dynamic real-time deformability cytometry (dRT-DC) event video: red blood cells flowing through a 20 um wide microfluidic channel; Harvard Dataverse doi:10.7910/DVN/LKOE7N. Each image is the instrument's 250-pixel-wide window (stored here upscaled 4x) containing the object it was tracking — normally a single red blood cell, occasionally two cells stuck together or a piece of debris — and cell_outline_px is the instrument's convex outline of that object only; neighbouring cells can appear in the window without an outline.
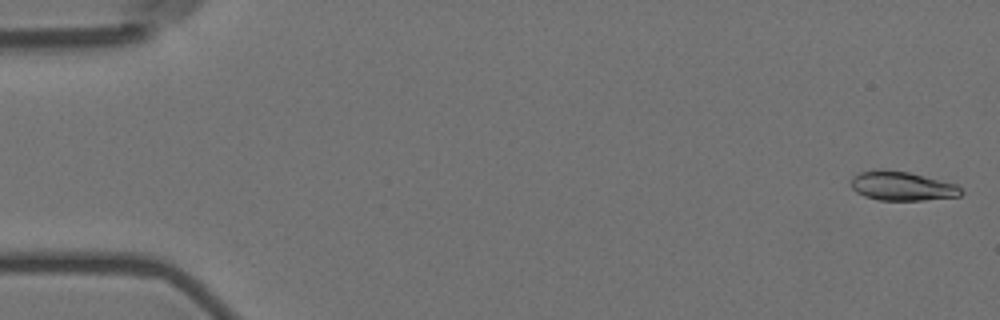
{"species": "Egyptian fruit bat (a non-hibernating species)", "species_latin": "Rousettus aegyptiacus", "temperature_condition": "room temperature", "stored_images_in_passage": 10, "camera_frame_rate_fps": 3000, "um_per_image_px": 0.085, "animal": {"sex": "female"}, "frame": {"image": 1, "passage_image": 1, "time_ms": 0.0, "image_size_px": [1000, 320], "cell_outline_px": [[964, 192], [960, 196], [924, 200], [876, 200], [864, 196], [856, 192], [852, 188], [852, 180], [860, 172], [876, 168], [884, 168], [908, 172], [956, 184]], "centroid_in_image_um": [76.66, 15.81], "position_along_channel_um": 8.3, "area_um2": 18.73}}
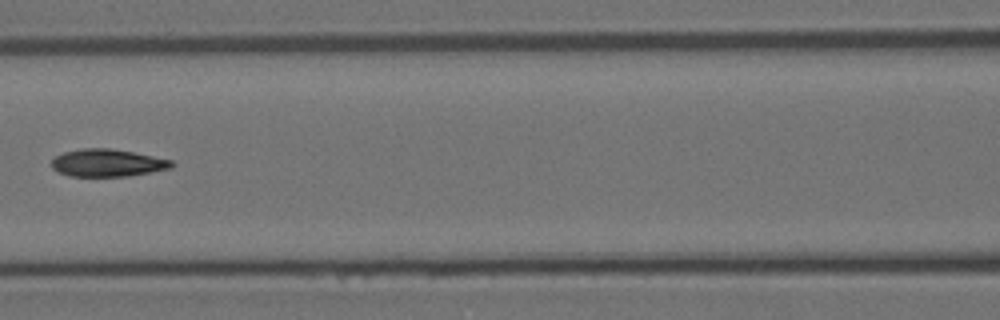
{"frame": {"image": 2, "passage_image": 7, "time_ms": 2.0, "image_size_px": [1000, 320], "cell_outline_px": [[176, 164], [172, 168], [152, 172], [128, 176], [68, 176], [52, 168], [52, 160], [56, 156], [64, 152], [84, 148], [112, 148], [172, 160]], "centroid_in_image_um": [9.16, 13.85], "position_along_channel_um": 157.4, "area_um2": 19.19}}
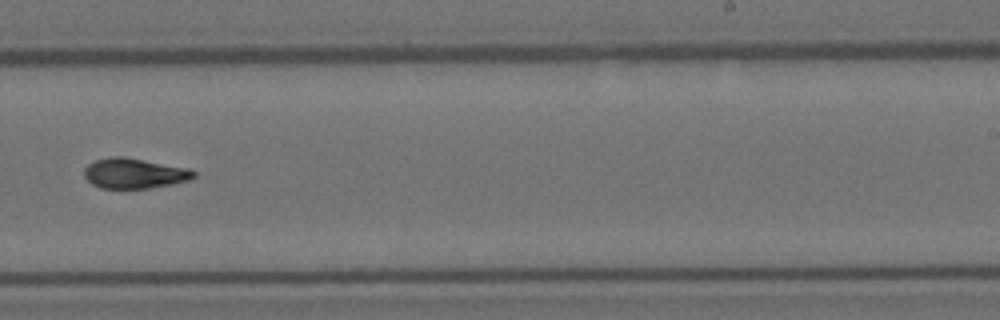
{"frame": {"image": 3, "passage_image": 10, "time_ms": 3.0, "image_size_px": [1000, 320], "cell_outline_px": [[196, 176], [188, 180], [172, 184], [148, 188], [100, 188], [92, 184], [84, 176], [84, 168], [88, 164], [96, 160], [112, 156], [120, 156], [188, 168], [196, 172]], "centroid_in_image_um": [11.4, 14.74], "position_along_channel_um": 277.6, "area_um2": 19.07}}